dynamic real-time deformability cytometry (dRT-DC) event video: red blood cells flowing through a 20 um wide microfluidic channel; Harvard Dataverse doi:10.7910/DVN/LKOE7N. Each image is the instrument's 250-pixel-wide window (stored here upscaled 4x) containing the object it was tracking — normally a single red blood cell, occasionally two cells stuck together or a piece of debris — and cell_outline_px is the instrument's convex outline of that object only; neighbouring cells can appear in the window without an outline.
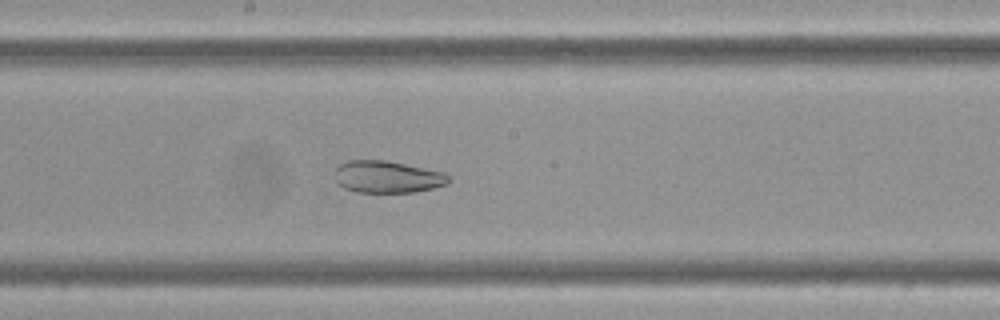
{"species": "Egyptian fruit bat (a non-hibernating species)", "species_latin": "Rousettus aegyptiacus", "temperature_condition": "cold", "stored_images_in_passage": 51, "camera_frame_rate_fps": 3000, "um_per_image_px": 0.085, "frame": {"image": 1, "passage_image": 32, "time_ms": 10.333, "image_size_px": [1000, 320], "cell_outline_px": [[448, 184], [416, 192], [356, 192], [344, 188], [336, 180], [336, 168], [340, 164], [348, 160], [384, 160], [444, 172], [448, 176]], "centroid_in_image_um": [32.92, 15.03], "position_along_channel_um": 215.3, "area_um2": 21.04}}
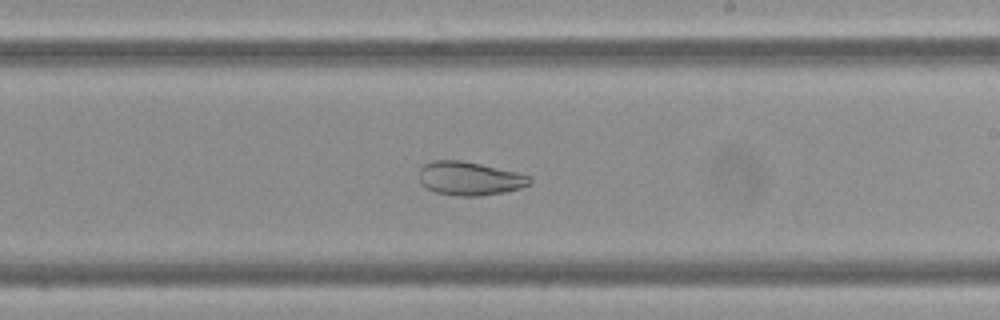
{"frame": {"image": 2, "passage_image": 35, "time_ms": 11.333, "image_size_px": [1000, 320], "cell_outline_px": [[532, 180], [528, 184], [520, 188], [504, 192], [480, 196], [456, 196], [436, 192], [420, 184], [420, 168], [424, 164], [432, 160], [460, 160], [480, 164], [528, 176]], "centroid_in_image_um": [39.85, 15.18], "position_along_channel_um": 249.1, "area_um2": 21.33}}
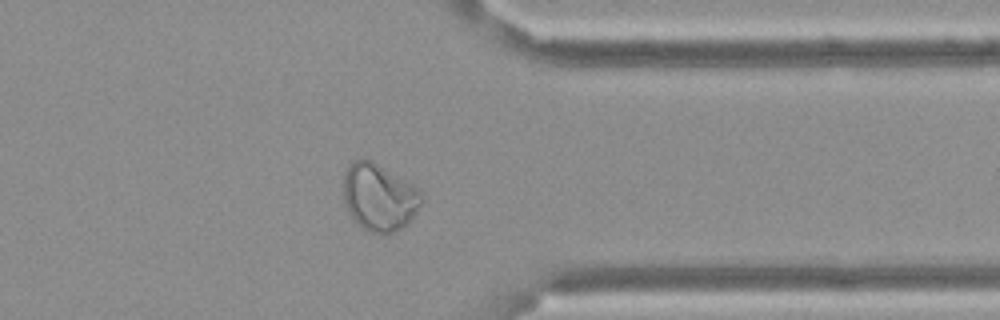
{"frame": {"image": 3, "passage_image": 47, "time_ms": 15.333, "image_size_px": [1000, 320], "cell_outline_px": [[424, 200], [408, 224], [384, 236], [372, 232], [364, 228], [352, 220], [348, 212], [344, 200], [344, 172], [348, 164], [352, 160], [364, 156], [372, 160], [420, 188], [424, 196]], "centroid_in_image_um": [32.24, 16.74], "position_along_channel_um": 379.2, "area_um2": 31.33}}